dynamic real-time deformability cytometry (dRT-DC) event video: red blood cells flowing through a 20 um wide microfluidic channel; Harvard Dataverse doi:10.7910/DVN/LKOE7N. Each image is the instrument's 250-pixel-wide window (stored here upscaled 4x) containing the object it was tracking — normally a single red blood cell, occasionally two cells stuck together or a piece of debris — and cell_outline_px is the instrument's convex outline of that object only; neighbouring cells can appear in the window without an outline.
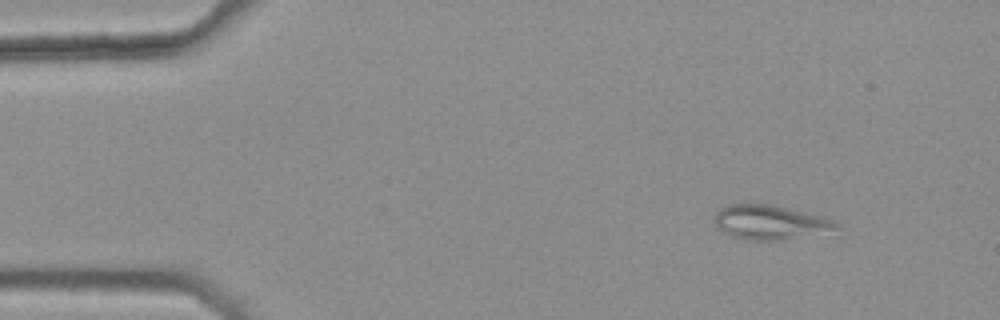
{"species": "common noctule bat (a hibernating species)", "species_latin": "Nyctalus noctula", "temperature_condition": "warm", "stored_images_in_passage": 8, "camera_frame_rate_fps": 3000, "um_per_image_px": 0.085, "animal": {"sex": "female", "body_mass_g": 25.1}, "frame": {"image": 1, "passage_image": 1, "time_ms": 0.0, "image_size_px": [1000, 320], "cell_outline_px": [[840, 228], [776, 240], [748, 240], [732, 236], [724, 232], [716, 224], [716, 212], [724, 204], [768, 204], [832, 220]], "centroid_in_image_um": [65.32, 18.88], "position_along_channel_um": 19.7, "area_um2": 23.12}}
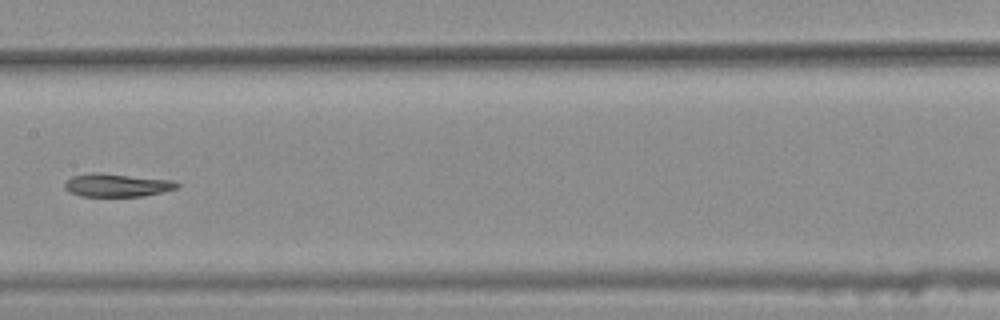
{"frame": {"image": 2, "passage_image": 7, "time_ms": 2.0, "image_size_px": [1000, 320], "cell_outline_px": [[180, 184], [176, 188], [144, 196], [80, 196], [68, 192], [64, 188], [64, 184], [72, 176], [96, 172], [172, 180]], "centroid_in_image_um": [9.9, 15.74], "position_along_channel_um": 197.5, "area_um2": 14.97}}
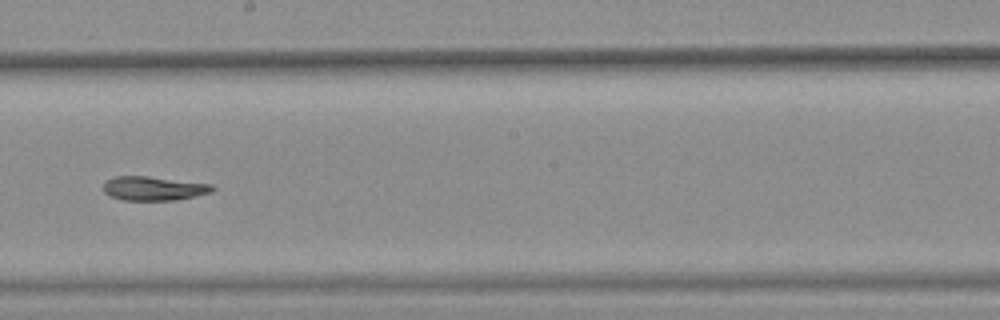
{"frame": {"image": 3, "passage_image": 8, "time_ms": 2.333, "image_size_px": [1000, 320], "cell_outline_px": [[216, 188], [212, 192], [196, 196], [176, 200], [120, 200], [104, 192], [104, 184], [108, 180], [116, 176], [148, 176], [212, 184]], "centroid_in_image_um": [13.1, 16.02], "position_along_channel_um": 235.1, "area_um2": 15.26}}